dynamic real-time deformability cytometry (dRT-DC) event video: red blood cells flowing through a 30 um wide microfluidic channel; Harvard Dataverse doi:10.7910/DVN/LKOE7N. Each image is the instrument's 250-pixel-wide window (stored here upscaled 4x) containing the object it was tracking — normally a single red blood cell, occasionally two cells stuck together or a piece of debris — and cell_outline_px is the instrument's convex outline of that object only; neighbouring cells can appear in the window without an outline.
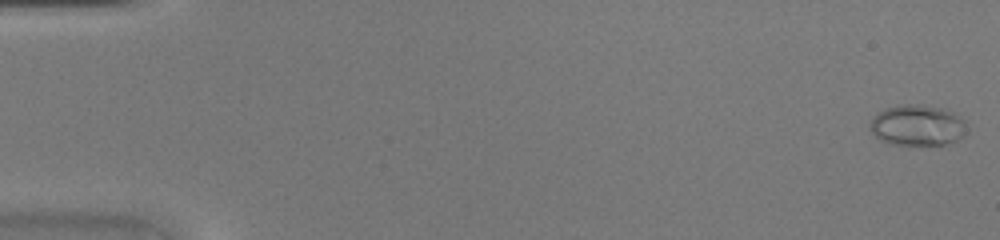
{"species": "common noctule bat (a hibernating species)", "species_latin": "Nyctalus noctula", "temperature_condition": "warm", "stored_images_in_passage": 45, "camera_frame_rate_fps": 3000, "um_per_image_px": 0.085, "animal": {"sex": "female", "body_mass_g": 20.0, "forearm_length_mm": 54.0}, "frame": {"image": 1, "passage_image": 1, "time_ms": 0.0, "image_size_px": [1000, 240], "cell_outline_px": [[964, 132], [956, 140], [944, 144], [888, 144], [880, 140], [868, 128], [872, 116], [876, 112], [884, 108], [900, 104], [920, 104], [944, 108], [960, 116], [964, 120]], "centroid_in_image_um": [77.89, 10.62], "position_along_channel_um": 7.1, "area_um2": 23.06}}
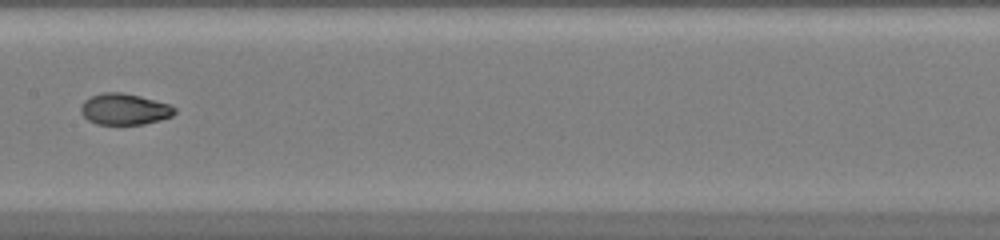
{"frame": {"image": 2, "passage_image": 24, "time_ms": 7.667, "image_size_px": [1000, 240], "cell_outline_px": [[176, 112], [172, 116], [160, 120], [144, 124], [96, 124], [88, 120], [80, 112], [80, 108], [84, 100], [92, 96], [104, 92], [124, 92], [140, 96], [168, 104], [176, 108]], "centroid_in_image_um": [10.57, 9.28], "position_along_channel_um": 196.8, "area_um2": 17.05}}
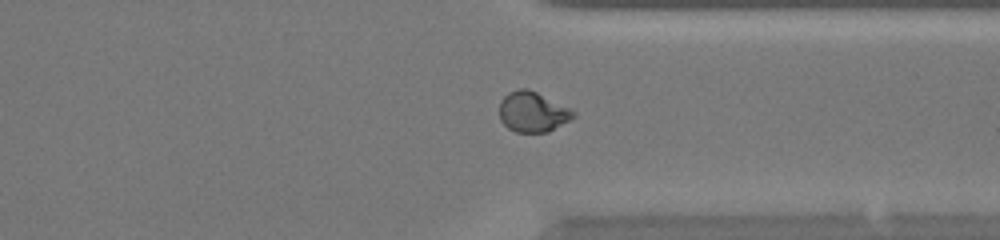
{"frame": {"image": 3, "passage_image": 35, "time_ms": 11.333, "image_size_px": [1000, 240], "cell_outline_px": [[576, 116], [548, 132], [516, 132], [508, 128], [500, 120], [500, 100], [508, 92], [520, 88], [528, 88], [572, 108], [576, 112]], "centroid_in_image_um": [45.29, 9.5], "position_along_channel_um": 366.1, "area_um2": 17.51}}